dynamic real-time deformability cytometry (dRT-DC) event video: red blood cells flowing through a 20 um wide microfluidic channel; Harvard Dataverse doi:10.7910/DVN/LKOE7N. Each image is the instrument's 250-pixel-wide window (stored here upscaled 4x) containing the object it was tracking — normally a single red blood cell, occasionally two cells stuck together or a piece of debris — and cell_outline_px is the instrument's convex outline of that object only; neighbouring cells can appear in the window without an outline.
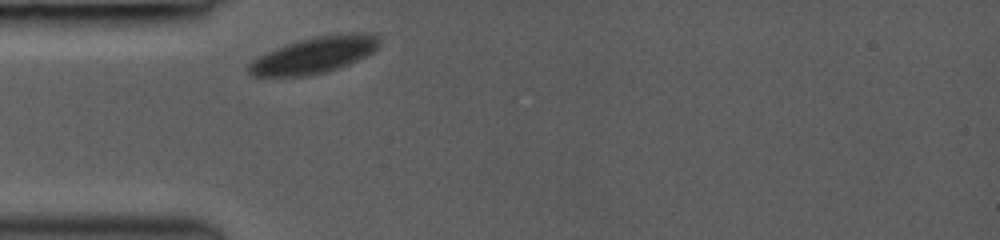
{"species": "common noctule bat (a hibernating species)", "species_latin": "Nyctalus noctula", "temperature_condition": "room temperature", "stored_images_in_passage": 29, "camera_frame_rate_fps": 3000, "um_per_image_px": 0.085, "animal": {"sex": "female", "body_mass_g": 19.0, "forearm_length_mm": 53.3}, "frame": {"image": 1, "passage_image": 1, "time_ms": 0.0, "image_size_px": [1000, 240], "cell_outline_px": [[380, 44], [372, 52], [348, 64], [324, 72], [308, 76], [252, 76], [248, 72], [248, 64], [252, 60], [276, 48], [300, 40], [316, 36], [348, 32], [372, 32], [380, 36]], "centroid_in_image_um": [26.75, 4.66], "position_along_channel_um": 58.2, "area_um2": 27.51}}
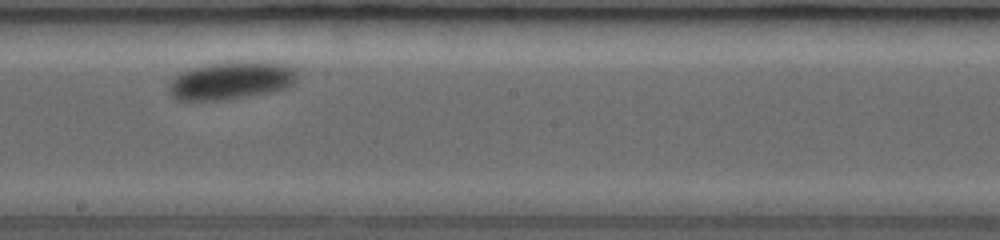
{"frame": {"image": 2, "passage_image": 15, "time_ms": 4.667, "image_size_px": [1000, 240], "cell_outline_px": [[296, 80], [288, 88], [248, 96], [220, 100], [176, 100], [172, 96], [168, 88], [168, 84], [180, 72], [188, 68], [208, 64], [256, 60], [284, 64], [296, 68]], "centroid_in_image_um": [19.65, 6.83], "position_along_channel_um": 228.6, "area_um2": 28.44}}
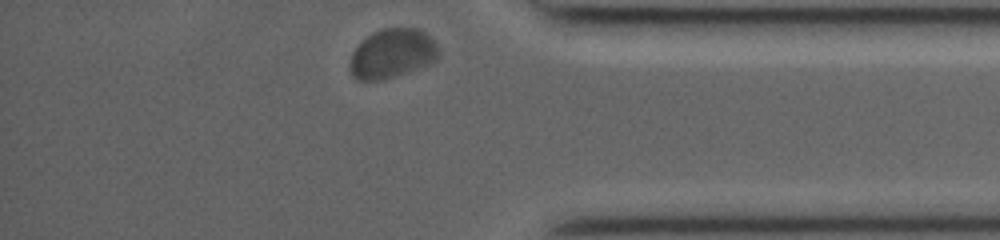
{"frame": {"image": 3, "passage_image": 29, "time_ms": 9.333, "image_size_px": [1000, 240], "cell_outline_px": [[440, 56], [436, 60], [428, 64], [408, 72], [380, 80], [356, 80], [352, 76], [348, 68], [352, 52], [372, 32], [384, 28], [416, 28], [424, 32], [440, 48]], "centroid_in_image_um": [33.33, 4.56], "position_along_channel_um": 401.9, "area_um2": 25.43}, "authors_computed_cell_mechanics": {"area_um2": 27.9752, "velocity_mm_per_s": 3.773, "shape_relaxation_time_tau1_ms": 1.0839, "shape_relaxation_time_tau2_ms": null, "deformation_change_tau1": 0.0572, "deformation_change_tau2": null}}